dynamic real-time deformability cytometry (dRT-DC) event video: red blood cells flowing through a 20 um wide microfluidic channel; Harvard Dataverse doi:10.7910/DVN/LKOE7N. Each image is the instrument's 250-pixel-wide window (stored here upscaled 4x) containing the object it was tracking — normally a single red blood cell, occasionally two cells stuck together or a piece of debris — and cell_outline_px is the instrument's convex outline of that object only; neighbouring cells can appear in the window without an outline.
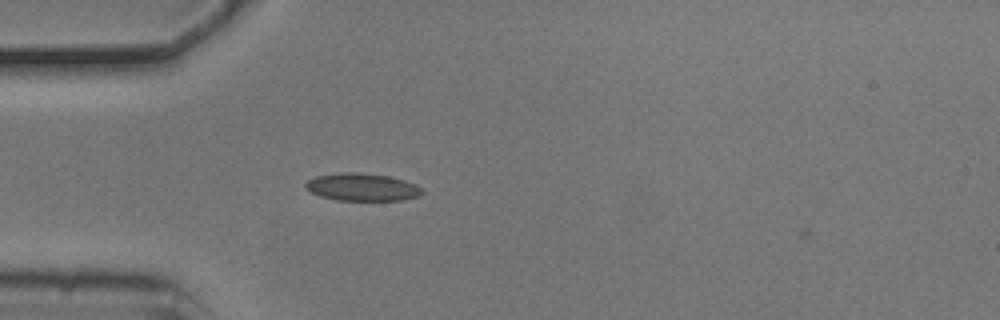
{"species": "common noctule bat (a hibernating species)", "species_latin": "Nyctalus noctula", "temperature_condition": "cold", "stored_images_in_passage": 4, "camera_frame_rate_fps": 3000, "um_per_image_px": 0.085, "animal": {"sex": "male", "body_mass_g": 20.5, "forearm_length_mm": 52.5}, "frame": {"image": 1, "passage_image": 3, "time_ms": 0.667, "image_size_px": [1000, 320], "cell_outline_px": [[424, 192], [420, 196], [400, 200], [336, 200], [320, 196], [304, 188], [304, 184], [308, 180], [316, 176], [344, 172], [356, 172], [388, 176], [404, 180], [416, 184]], "centroid_in_image_um": [30.77, 15.9], "position_along_channel_um": 54.2, "area_um2": 18.67}}